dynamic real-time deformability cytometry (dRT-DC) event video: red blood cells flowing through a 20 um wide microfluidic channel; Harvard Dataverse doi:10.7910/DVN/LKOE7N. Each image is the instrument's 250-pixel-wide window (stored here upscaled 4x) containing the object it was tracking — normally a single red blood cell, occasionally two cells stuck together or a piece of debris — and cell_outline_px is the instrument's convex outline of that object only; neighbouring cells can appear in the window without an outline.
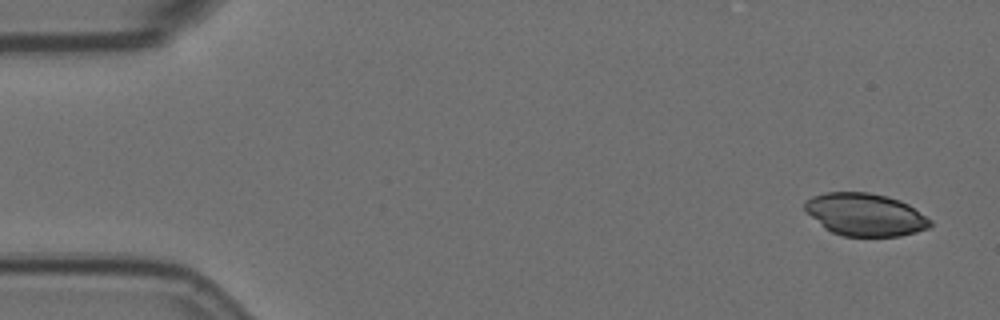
{"species": "Egyptian fruit bat (a non-hibernating species)", "species_latin": "Rousettus aegyptiacus", "temperature_condition": "room temperature", "stored_images_in_passage": 5, "camera_frame_rate_fps": 3000, "um_per_image_px": 0.085, "animal": {"sex": "female"}, "frame": {"image": 1, "passage_image": 1, "time_ms": 0.0, "image_size_px": [1000, 320], "cell_outline_px": [[932, 224], [928, 228], [916, 232], [900, 236], [844, 236], [832, 232], [824, 228], [804, 208], [804, 200], [812, 196], [824, 192], [868, 192], [888, 196], [900, 200], [908, 204], [932, 220]], "centroid_in_image_um": [73.55, 18.23], "position_along_channel_um": 11.5, "area_um2": 31.15}}